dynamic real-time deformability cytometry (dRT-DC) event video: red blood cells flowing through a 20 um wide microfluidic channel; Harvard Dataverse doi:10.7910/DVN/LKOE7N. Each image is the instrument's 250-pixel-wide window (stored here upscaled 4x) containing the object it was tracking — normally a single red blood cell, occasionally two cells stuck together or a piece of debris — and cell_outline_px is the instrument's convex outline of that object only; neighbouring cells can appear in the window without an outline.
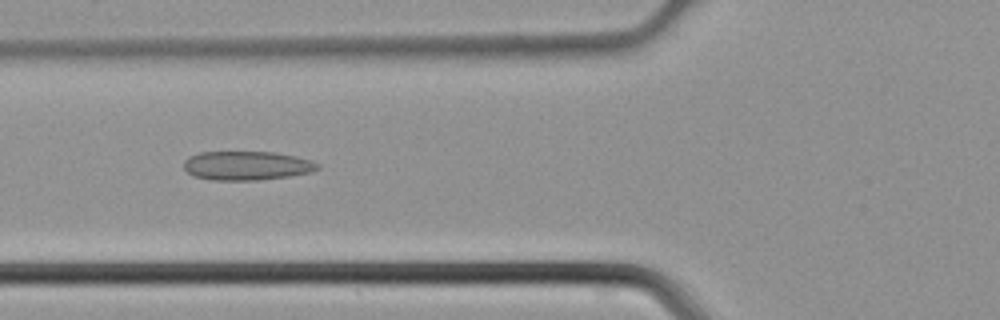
{"species": "common noctule bat (a hibernating species)", "species_latin": "Nyctalus noctula", "temperature_condition": "cold", "stored_images_in_passage": 32, "camera_frame_rate_fps": 3000, "um_per_image_px": 0.085, "animal": {"sex": "male", "body_mass_g": 21.5, "forearm_length_mm": 52.0}, "frame": {"image": 1, "passage_image": 4, "time_ms": 1.0, "image_size_px": [1000, 320], "cell_outline_px": [[320, 168], [312, 172], [288, 176], [260, 180], [212, 180], [192, 176], [184, 168], [184, 160], [188, 156], [200, 152], [272, 152], [296, 156], [312, 160], [320, 164]], "centroid_in_image_um": [20.98, 14.08], "position_along_channel_um": 104.8, "area_um2": 22.77}}
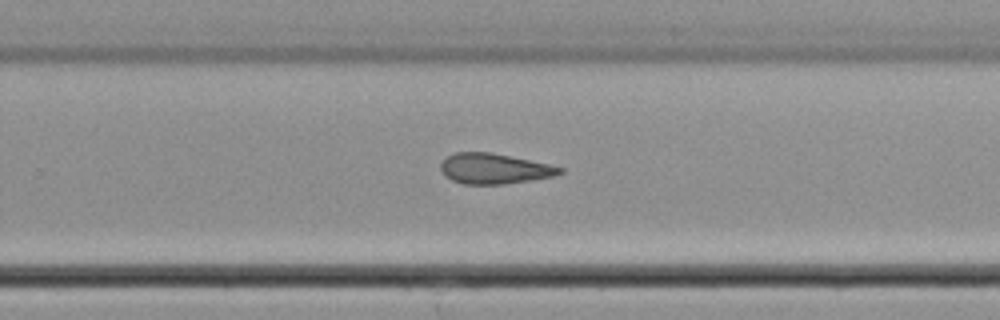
{"frame": {"image": 2, "passage_image": 16, "time_ms": 5.0, "image_size_px": [1000, 320], "cell_outline_px": [[564, 172], [552, 176], [528, 180], [500, 184], [464, 184], [452, 180], [444, 176], [440, 168], [440, 164], [448, 156], [456, 152], [488, 152], [548, 164], [564, 168]], "centroid_in_image_um": [41.97, 14.34], "position_along_channel_um": 287.8, "area_um2": 20.69}}
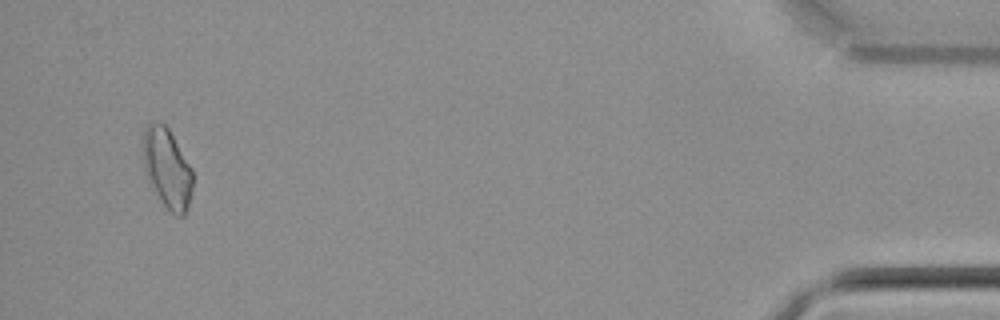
{"frame": {"image": 3, "passage_image": 30, "time_ms": 9.667, "image_size_px": [1000, 320], "cell_outline_px": [[192, 192], [184, 216], [176, 216], [164, 204], [152, 184], [148, 176], [144, 164], [144, 128], [148, 124], [160, 120], [168, 128], [192, 168]], "centroid_in_image_um": [14.24, 14.26], "position_along_channel_um": 421.0, "area_um2": 22.37}}